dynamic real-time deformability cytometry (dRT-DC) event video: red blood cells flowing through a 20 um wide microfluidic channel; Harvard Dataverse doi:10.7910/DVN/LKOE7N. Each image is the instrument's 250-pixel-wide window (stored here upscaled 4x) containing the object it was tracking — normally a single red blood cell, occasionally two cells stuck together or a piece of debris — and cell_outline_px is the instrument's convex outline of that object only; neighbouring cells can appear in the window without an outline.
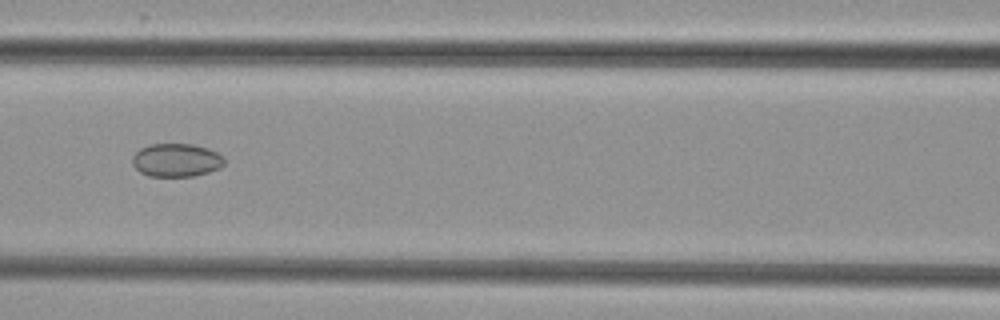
{"species": "common noctule bat (a hibernating species)", "species_latin": "Nyctalus noctula", "temperature_condition": "cold", "stored_images_in_passage": 8, "camera_frame_rate_fps": 3000, "um_per_image_px": 0.085, "animal": {"sex": "female", "body_mass_g": 29.2, "forearm_length_mm": 56.3}, "frame": {"image": 1, "passage_image": 6, "time_ms": 6.0, "image_size_px": [1000, 320], "cell_outline_px": [[224, 164], [220, 168], [208, 172], [192, 176], [148, 176], [140, 172], [132, 164], [132, 156], [140, 148], [152, 144], [192, 144], [208, 148], [224, 156]], "centroid_in_image_um": [14.99, 13.61], "position_along_channel_um": 151.6, "area_um2": 17.86}}
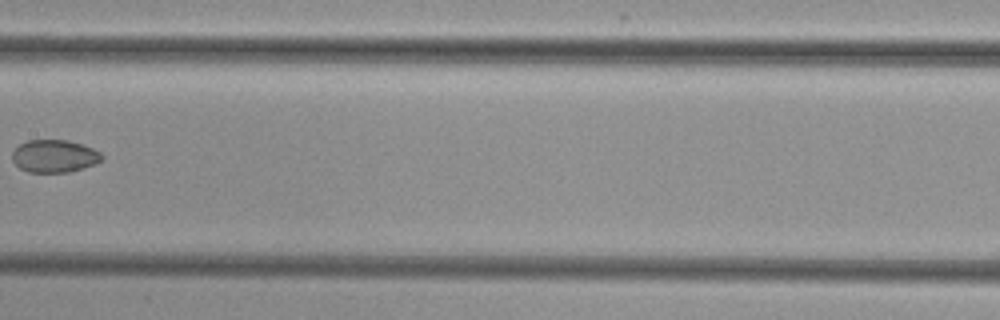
{"frame": {"image": 2, "passage_image": 7, "time_ms": 7.333, "image_size_px": [1000, 320], "cell_outline_px": [[104, 156], [100, 160], [84, 168], [68, 172], [28, 172], [20, 168], [12, 160], [12, 152], [20, 144], [28, 140], [68, 140], [92, 148], [100, 152]], "centroid_in_image_um": [4.6, 13.27], "position_along_channel_um": 202.8, "area_um2": 16.88}}
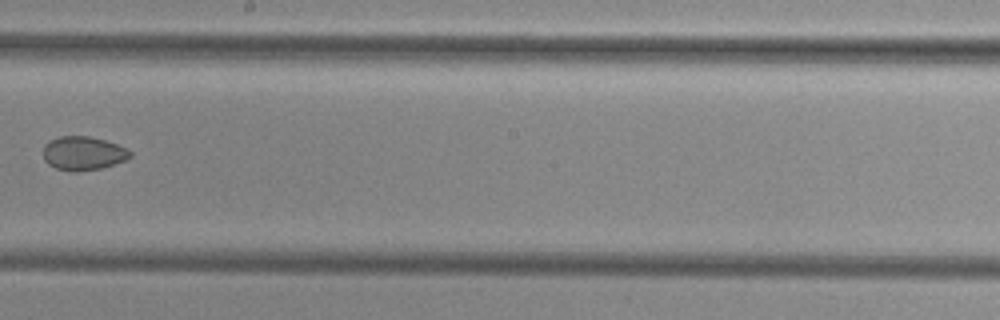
{"frame": {"image": 3, "passage_image": 8, "time_ms": 8.333, "image_size_px": [1000, 320], "cell_outline_px": [[132, 156], [124, 160], [100, 168], [76, 172], [72, 172], [56, 168], [48, 164], [44, 160], [44, 144], [48, 140], [60, 136], [88, 136], [104, 140], [128, 148], [132, 152]], "centroid_in_image_um": [7.05, 13.02], "position_along_channel_um": 241.1, "area_um2": 17.11}}